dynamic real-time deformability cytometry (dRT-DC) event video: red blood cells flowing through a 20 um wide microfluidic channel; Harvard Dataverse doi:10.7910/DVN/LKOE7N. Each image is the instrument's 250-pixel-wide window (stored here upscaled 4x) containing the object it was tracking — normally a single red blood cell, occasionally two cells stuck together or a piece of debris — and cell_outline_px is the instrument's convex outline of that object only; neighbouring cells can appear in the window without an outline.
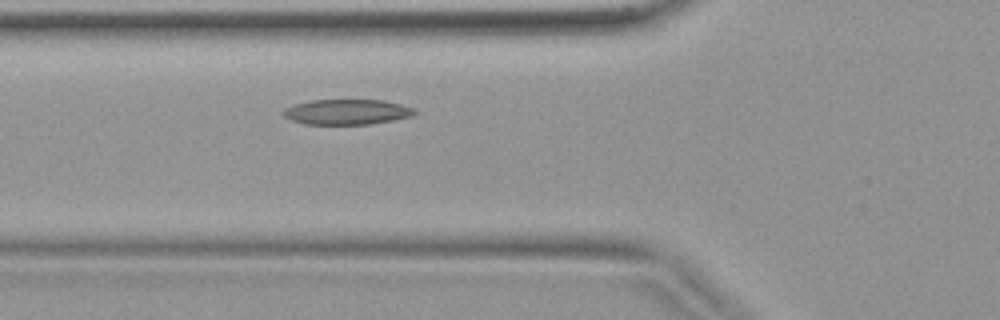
{"species": "common noctule bat (a hibernating species)", "species_latin": "Nyctalus noctula", "temperature_condition": "warm", "stored_images_in_passage": 35, "camera_frame_rate_fps": 3000, "um_per_image_px": 0.085, "animal": {"sex": "female", "body_mass_g": 19.9}, "frame": {"image": 1, "passage_image": 9, "time_ms": 2.667, "image_size_px": [1000, 320], "cell_outline_px": [[416, 112], [412, 116], [392, 120], [368, 124], [304, 124], [292, 120], [284, 116], [284, 108], [308, 100], [384, 100], [416, 108]], "centroid_in_image_um": [29.5, 9.51], "position_along_channel_um": 96.3, "area_um2": 19.25}}
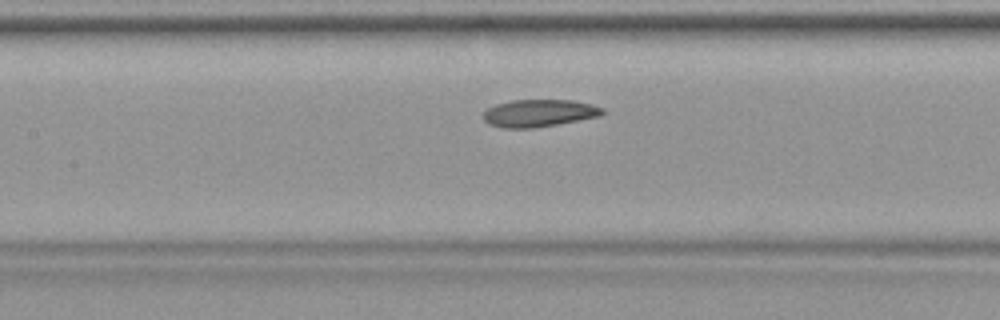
{"frame": {"image": 2, "passage_image": 13, "time_ms": 4.0, "image_size_px": [1000, 320], "cell_outline_px": [[604, 112], [600, 116], [556, 124], [532, 128], [504, 128], [488, 124], [480, 116], [484, 108], [496, 104], [512, 100], [572, 100], [592, 104], [604, 108]], "centroid_in_image_um": [45.75, 9.61], "position_along_channel_um": 161.7, "area_um2": 19.19}}
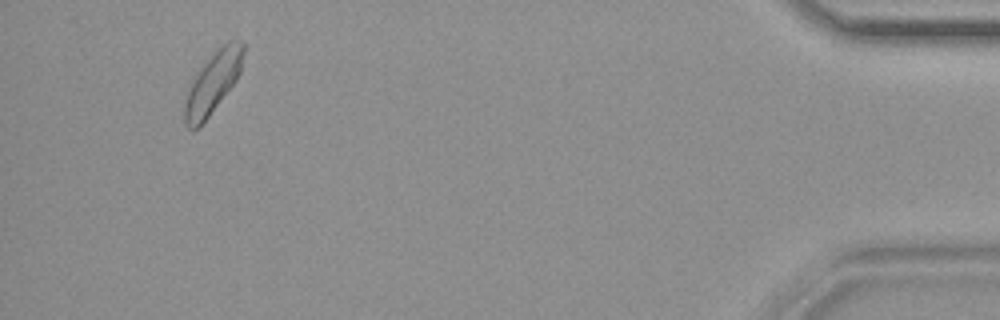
{"frame": {"image": 3, "passage_image": 33, "time_ms": 10.667, "image_size_px": [1000, 320], "cell_outline_px": [[244, 52], [240, 72], [236, 80], [200, 128], [188, 128], [184, 124], [184, 104], [192, 80], [196, 72], [228, 40], [240, 40], [244, 44]], "centroid_in_image_um": [18.09, 7.06], "position_along_channel_um": 417.1, "area_um2": 20.63}}